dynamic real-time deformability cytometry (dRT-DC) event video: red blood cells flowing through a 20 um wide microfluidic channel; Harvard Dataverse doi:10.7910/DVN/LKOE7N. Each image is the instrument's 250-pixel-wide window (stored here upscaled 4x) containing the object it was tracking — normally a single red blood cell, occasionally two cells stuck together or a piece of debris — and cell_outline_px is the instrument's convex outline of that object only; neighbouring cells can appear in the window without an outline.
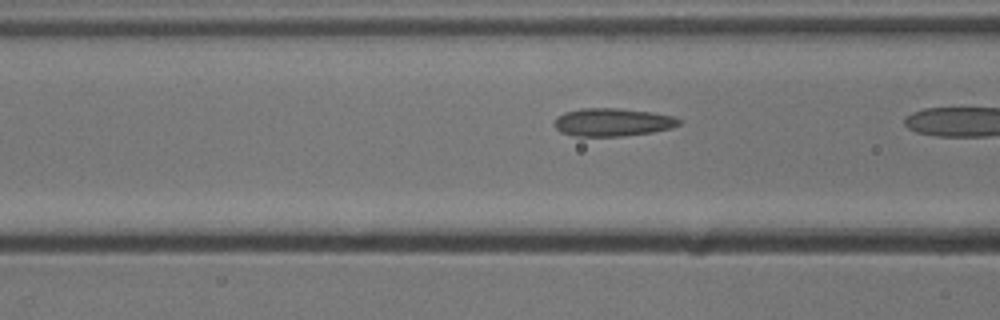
{"species": "common noctule bat (a hibernating species)", "species_latin": "Nyctalus noctula", "temperature_condition": "cold", "stored_images_in_passage": 11, "camera_frame_rate_fps": 3000, "um_per_image_px": 0.085, "animal": {"sex": "male", "body_mass_g": 13.3}, "frame": {"image": 1, "passage_image": 10, "time_ms": 3.0, "image_size_px": [1000, 320], "cell_outline_px": [[680, 124], [668, 128], [652, 132], [620, 136], [576, 136], [560, 132], [552, 124], [556, 116], [564, 112], [580, 108], [620, 108], [652, 112], [672, 116], [680, 120]], "centroid_in_image_um": [51.99, 10.38], "position_along_channel_um": 114.6, "area_um2": 20.35}}